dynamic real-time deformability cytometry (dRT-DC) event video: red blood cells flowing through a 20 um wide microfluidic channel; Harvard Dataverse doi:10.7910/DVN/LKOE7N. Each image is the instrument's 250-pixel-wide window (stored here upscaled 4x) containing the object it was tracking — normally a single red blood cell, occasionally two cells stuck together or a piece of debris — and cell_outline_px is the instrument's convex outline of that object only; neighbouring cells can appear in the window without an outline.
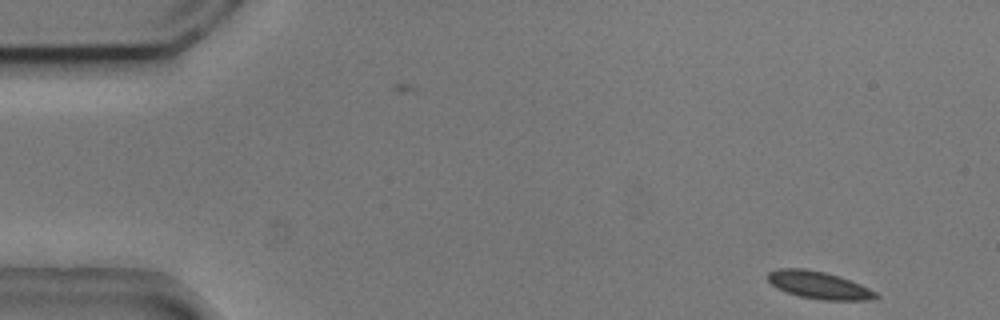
{"species": "common noctule bat (a hibernating species)", "species_latin": "Nyctalus noctula", "temperature_condition": "cold", "stored_images_in_passage": 5, "camera_frame_rate_fps": 3000, "um_per_image_px": 0.085, "animal": {"sex": "male", "body_mass_g": 20.5, "forearm_length_mm": 52.5}, "frame": {"image": 1, "passage_image": 1, "time_ms": 0.0, "image_size_px": [1000, 320], "cell_outline_px": [[880, 296], [872, 300], [824, 300], [800, 296], [776, 288], [768, 280], [768, 272], [776, 268], [804, 268], [824, 272], [840, 276], [860, 284], [876, 292]], "centroid_in_image_um": [69.6, 24.23], "position_along_channel_um": 15.4, "area_um2": 17.22}}